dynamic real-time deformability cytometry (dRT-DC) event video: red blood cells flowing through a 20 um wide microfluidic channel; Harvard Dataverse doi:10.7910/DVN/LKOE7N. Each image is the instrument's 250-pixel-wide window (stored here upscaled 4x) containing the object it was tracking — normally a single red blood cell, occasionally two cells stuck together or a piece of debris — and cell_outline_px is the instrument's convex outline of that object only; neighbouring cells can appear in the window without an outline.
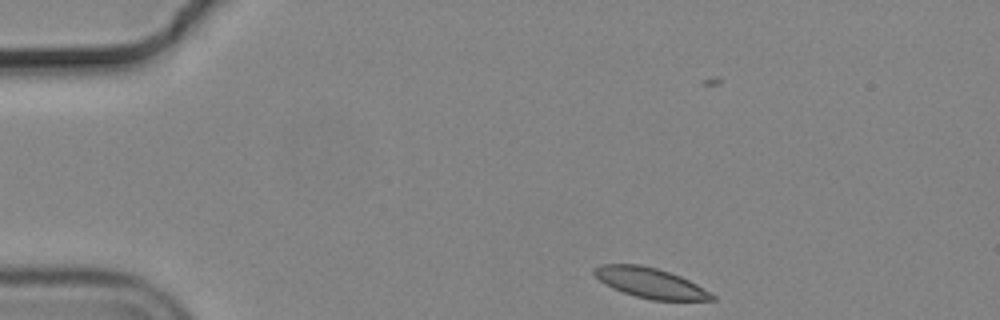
{"species": "common noctule bat (a hibernating species)", "species_latin": "Nyctalus noctula", "temperature_condition": "cold", "stored_images_in_passage": 41, "camera_frame_rate_fps": 3000, "um_per_image_px": 0.085, "animal": {"sex": "male", "body_mass_g": 19.2, "forearm_length_mm": 51.8}, "frame": {"image": 1, "passage_image": 1, "time_ms": 0.0, "image_size_px": [1000, 320], "cell_outline_px": [[716, 300], [652, 300], [636, 296], [612, 288], [604, 284], [592, 272], [592, 268], [600, 264], [640, 264], [656, 268], [680, 276], [696, 284], [716, 296]], "centroid_in_image_um": [55.24, 24.04], "position_along_channel_um": 29.8, "area_um2": 20.58}}
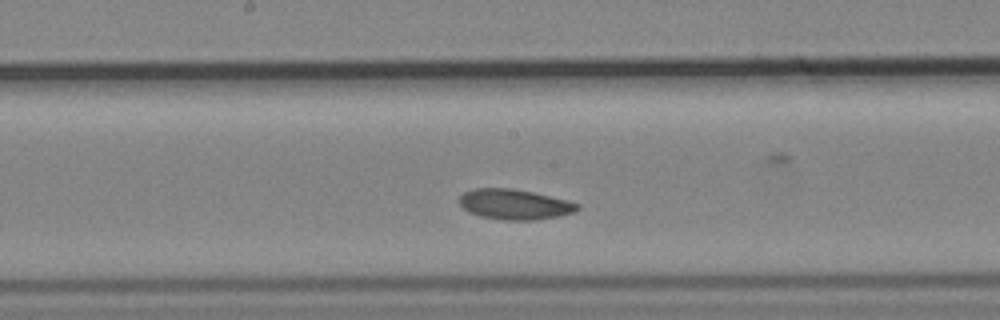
{"frame": {"image": 2, "passage_image": 21, "time_ms": 6.667, "image_size_px": [1000, 320], "cell_outline_px": [[580, 208], [572, 212], [560, 216], [532, 220], [504, 220], [480, 216], [468, 212], [460, 204], [460, 196], [464, 192], [472, 188], [512, 188], [532, 192], [568, 200], [580, 204]], "centroid_in_image_um": [43.73, 17.36], "position_along_channel_um": 204.5, "area_um2": 20.81}}
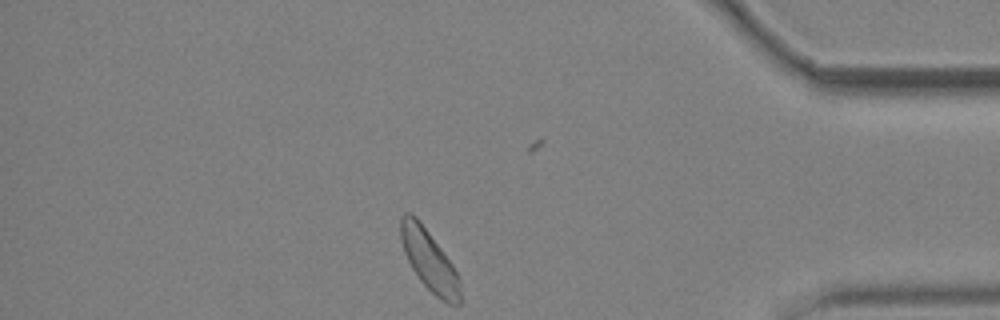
{"frame": {"image": 3, "passage_image": 40, "time_ms": 13.0, "image_size_px": [1000, 320], "cell_outline_px": [[460, 304], [448, 304], [436, 296], [420, 280], [412, 268], [404, 252], [400, 240], [400, 216], [404, 212], [408, 212], [416, 216], [452, 264], [460, 276]], "centroid_in_image_um": [36.47, 22.12], "position_along_channel_um": 398.7, "area_um2": 20.92}, "authors_computed_cell_mechanics": {"area_um2": 20.808, "velocity_mm_per_s": 3.6006, "shape_relaxation_time_tau1_ms": 4.8679, "shape_relaxation_time_tau2_ms": 2.8751, "deformation_change_tau1": 0.0773, "deformation_change_tau2": 0.0529}}